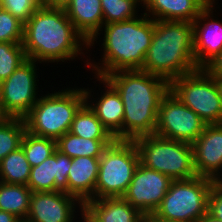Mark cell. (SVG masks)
<instances>
[{
  "instance_id": "obj_43",
  "label": "cell",
  "mask_w": 222,
  "mask_h": 222,
  "mask_svg": "<svg viewBox=\"0 0 222 222\" xmlns=\"http://www.w3.org/2000/svg\"><path fill=\"white\" fill-rule=\"evenodd\" d=\"M42 5L46 0H37Z\"/></svg>"
},
{
  "instance_id": "obj_30",
  "label": "cell",
  "mask_w": 222,
  "mask_h": 222,
  "mask_svg": "<svg viewBox=\"0 0 222 222\" xmlns=\"http://www.w3.org/2000/svg\"><path fill=\"white\" fill-rule=\"evenodd\" d=\"M24 23L10 12L0 10V42L22 43Z\"/></svg>"
},
{
  "instance_id": "obj_17",
  "label": "cell",
  "mask_w": 222,
  "mask_h": 222,
  "mask_svg": "<svg viewBox=\"0 0 222 222\" xmlns=\"http://www.w3.org/2000/svg\"><path fill=\"white\" fill-rule=\"evenodd\" d=\"M72 158L58 150L41 164L31 167L27 186L32 192L63 191L68 194V173Z\"/></svg>"
},
{
  "instance_id": "obj_14",
  "label": "cell",
  "mask_w": 222,
  "mask_h": 222,
  "mask_svg": "<svg viewBox=\"0 0 222 222\" xmlns=\"http://www.w3.org/2000/svg\"><path fill=\"white\" fill-rule=\"evenodd\" d=\"M215 8L206 6L192 22L194 59L198 69H203L222 51V20L214 18Z\"/></svg>"
},
{
  "instance_id": "obj_16",
  "label": "cell",
  "mask_w": 222,
  "mask_h": 222,
  "mask_svg": "<svg viewBox=\"0 0 222 222\" xmlns=\"http://www.w3.org/2000/svg\"><path fill=\"white\" fill-rule=\"evenodd\" d=\"M94 77L101 85H105L103 86L104 89L101 90V94H99L98 97H95V90H92L91 88L89 90V88L84 87L85 102L95 112L97 118L116 138V140H122L124 107L121 97L117 90L104 77ZM92 92L93 95L91 94Z\"/></svg>"
},
{
  "instance_id": "obj_10",
  "label": "cell",
  "mask_w": 222,
  "mask_h": 222,
  "mask_svg": "<svg viewBox=\"0 0 222 222\" xmlns=\"http://www.w3.org/2000/svg\"><path fill=\"white\" fill-rule=\"evenodd\" d=\"M37 67L38 62L27 59L1 82L0 108L5 117L24 118L39 99Z\"/></svg>"
},
{
  "instance_id": "obj_1",
  "label": "cell",
  "mask_w": 222,
  "mask_h": 222,
  "mask_svg": "<svg viewBox=\"0 0 222 222\" xmlns=\"http://www.w3.org/2000/svg\"><path fill=\"white\" fill-rule=\"evenodd\" d=\"M22 46L27 59L38 63L73 61L85 55L83 50L89 51V43L75 29L65 9L43 5L24 23Z\"/></svg>"
},
{
  "instance_id": "obj_39",
  "label": "cell",
  "mask_w": 222,
  "mask_h": 222,
  "mask_svg": "<svg viewBox=\"0 0 222 222\" xmlns=\"http://www.w3.org/2000/svg\"><path fill=\"white\" fill-rule=\"evenodd\" d=\"M202 2L204 3L205 6H216L215 3L217 2V0H202Z\"/></svg>"
},
{
  "instance_id": "obj_20",
  "label": "cell",
  "mask_w": 222,
  "mask_h": 222,
  "mask_svg": "<svg viewBox=\"0 0 222 222\" xmlns=\"http://www.w3.org/2000/svg\"><path fill=\"white\" fill-rule=\"evenodd\" d=\"M65 12L75 29L88 43L104 25L101 0H72Z\"/></svg>"
},
{
  "instance_id": "obj_33",
  "label": "cell",
  "mask_w": 222,
  "mask_h": 222,
  "mask_svg": "<svg viewBox=\"0 0 222 222\" xmlns=\"http://www.w3.org/2000/svg\"><path fill=\"white\" fill-rule=\"evenodd\" d=\"M203 69L214 78H222V51Z\"/></svg>"
},
{
  "instance_id": "obj_41",
  "label": "cell",
  "mask_w": 222,
  "mask_h": 222,
  "mask_svg": "<svg viewBox=\"0 0 222 222\" xmlns=\"http://www.w3.org/2000/svg\"><path fill=\"white\" fill-rule=\"evenodd\" d=\"M140 222H152V220L149 217H145L143 220Z\"/></svg>"
},
{
  "instance_id": "obj_8",
  "label": "cell",
  "mask_w": 222,
  "mask_h": 222,
  "mask_svg": "<svg viewBox=\"0 0 222 222\" xmlns=\"http://www.w3.org/2000/svg\"><path fill=\"white\" fill-rule=\"evenodd\" d=\"M212 184L213 180L201 176L187 180H173L161 205L149 218L198 222L207 212Z\"/></svg>"
},
{
  "instance_id": "obj_27",
  "label": "cell",
  "mask_w": 222,
  "mask_h": 222,
  "mask_svg": "<svg viewBox=\"0 0 222 222\" xmlns=\"http://www.w3.org/2000/svg\"><path fill=\"white\" fill-rule=\"evenodd\" d=\"M21 147L31 167L38 166L57 150L56 140L35 136L28 131L23 135Z\"/></svg>"
},
{
  "instance_id": "obj_38",
  "label": "cell",
  "mask_w": 222,
  "mask_h": 222,
  "mask_svg": "<svg viewBox=\"0 0 222 222\" xmlns=\"http://www.w3.org/2000/svg\"><path fill=\"white\" fill-rule=\"evenodd\" d=\"M215 84L222 100V78H215Z\"/></svg>"
},
{
  "instance_id": "obj_7",
  "label": "cell",
  "mask_w": 222,
  "mask_h": 222,
  "mask_svg": "<svg viewBox=\"0 0 222 222\" xmlns=\"http://www.w3.org/2000/svg\"><path fill=\"white\" fill-rule=\"evenodd\" d=\"M140 163L133 141L115 140L99 157L95 199L122 197Z\"/></svg>"
},
{
  "instance_id": "obj_5",
  "label": "cell",
  "mask_w": 222,
  "mask_h": 222,
  "mask_svg": "<svg viewBox=\"0 0 222 222\" xmlns=\"http://www.w3.org/2000/svg\"><path fill=\"white\" fill-rule=\"evenodd\" d=\"M85 103L82 87H66L39 97L24 117L30 134L57 140L69 132L74 116Z\"/></svg>"
},
{
  "instance_id": "obj_12",
  "label": "cell",
  "mask_w": 222,
  "mask_h": 222,
  "mask_svg": "<svg viewBox=\"0 0 222 222\" xmlns=\"http://www.w3.org/2000/svg\"><path fill=\"white\" fill-rule=\"evenodd\" d=\"M173 180L141 163L122 198L145 217H149L161 205Z\"/></svg>"
},
{
  "instance_id": "obj_19",
  "label": "cell",
  "mask_w": 222,
  "mask_h": 222,
  "mask_svg": "<svg viewBox=\"0 0 222 222\" xmlns=\"http://www.w3.org/2000/svg\"><path fill=\"white\" fill-rule=\"evenodd\" d=\"M141 7L154 21L192 23L206 6L202 0H141Z\"/></svg>"
},
{
  "instance_id": "obj_35",
  "label": "cell",
  "mask_w": 222,
  "mask_h": 222,
  "mask_svg": "<svg viewBox=\"0 0 222 222\" xmlns=\"http://www.w3.org/2000/svg\"><path fill=\"white\" fill-rule=\"evenodd\" d=\"M0 222H22L14 214L0 210Z\"/></svg>"
},
{
  "instance_id": "obj_4",
  "label": "cell",
  "mask_w": 222,
  "mask_h": 222,
  "mask_svg": "<svg viewBox=\"0 0 222 222\" xmlns=\"http://www.w3.org/2000/svg\"><path fill=\"white\" fill-rule=\"evenodd\" d=\"M196 70L193 24L187 21H154V33L142 71L170 83Z\"/></svg>"
},
{
  "instance_id": "obj_29",
  "label": "cell",
  "mask_w": 222,
  "mask_h": 222,
  "mask_svg": "<svg viewBox=\"0 0 222 222\" xmlns=\"http://www.w3.org/2000/svg\"><path fill=\"white\" fill-rule=\"evenodd\" d=\"M26 60L22 43L0 42V80L7 79Z\"/></svg>"
},
{
  "instance_id": "obj_25",
  "label": "cell",
  "mask_w": 222,
  "mask_h": 222,
  "mask_svg": "<svg viewBox=\"0 0 222 222\" xmlns=\"http://www.w3.org/2000/svg\"><path fill=\"white\" fill-rule=\"evenodd\" d=\"M30 172L31 166L22 147L0 161V182L27 186Z\"/></svg>"
},
{
  "instance_id": "obj_40",
  "label": "cell",
  "mask_w": 222,
  "mask_h": 222,
  "mask_svg": "<svg viewBox=\"0 0 222 222\" xmlns=\"http://www.w3.org/2000/svg\"><path fill=\"white\" fill-rule=\"evenodd\" d=\"M152 222H178L174 220H164V219H151Z\"/></svg>"
},
{
  "instance_id": "obj_18",
  "label": "cell",
  "mask_w": 222,
  "mask_h": 222,
  "mask_svg": "<svg viewBox=\"0 0 222 222\" xmlns=\"http://www.w3.org/2000/svg\"><path fill=\"white\" fill-rule=\"evenodd\" d=\"M99 172V157L81 156L72 159L68 173V194L83 205L95 200V185Z\"/></svg>"
},
{
  "instance_id": "obj_24",
  "label": "cell",
  "mask_w": 222,
  "mask_h": 222,
  "mask_svg": "<svg viewBox=\"0 0 222 222\" xmlns=\"http://www.w3.org/2000/svg\"><path fill=\"white\" fill-rule=\"evenodd\" d=\"M69 132L88 139H116L86 102L75 114Z\"/></svg>"
},
{
  "instance_id": "obj_2",
  "label": "cell",
  "mask_w": 222,
  "mask_h": 222,
  "mask_svg": "<svg viewBox=\"0 0 222 222\" xmlns=\"http://www.w3.org/2000/svg\"><path fill=\"white\" fill-rule=\"evenodd\" d=\"M153 33L154 20L145 13L127 21L104 24L89 42V49L101 42V63L95 62L93 57V61L91 58L85 60V66L98 77L118 71L142 70ZM100 34L104 36L103 40L97 41Z\"/></svg>"
},
{
  "instance_id": "obj_36",
  "label": "cell",
  "mask_w": 222,
  "mask_h": 222,
  "mask_svg": "<svg viewBox=\"0 0 222 222\" xmlns=\"http://www.w3.org/2000/svg\"><path fill=\"white\" fill-rule=\"evenodd\" d=\"M78 213H80L81 216L78 219H81L82 222H99L84 207L81 208Z\"/></svg>"
},
{
  "instance_id": "obj_26",
  "label": "cell",
  "mask_w": 222,
  "mask_h": 222,
  "mask_svg": "<svg viewBox=\"0 0 222 222\" xmlns=\"http://www.w3.org/2000/svg\"><path fill=\"white\" fill-rule=\"evenodd\" d=\"M25 132L24 118L5 117L0 120V161L21 147Z\"/></svg>"
},
{
  "instance_id": "obj_13",
  "label": "cell",
  "mask_w": 222,
  "mask_h": 222,
  "mask_svg": "<svg viewBox=\"0 0 222 222\" xmlns=\"http://www.w3.org/2000/svg\"><path fill=\"white\" fill-rule=\"evenodd\" d=\"M83 207L76 197L63 191L32 192L24 222H74L76 213Z\"/></svg>"
},
{
  "instance_id": "obj_31",
  "label": "cell",
  "mask_w": 222,
  "mask_h": 222,
  "mask_svg": "<svg viewBox=\"0 0 222 222\" xmlns=\"http://www.w3.org/2000/svg\"><path fill=\"white\" fill-rule=\"evenodd\" d=\"M1 5L23 23L41 6L37 0H1Z\"/></svg>"
},
{
  "instance_id": "obj_32",
  "label": "cell",
  "mask_w": 222,
  "mask_h": 222,
  "mask_svg": "<svg viewBox=\"0 0 222 222\" xmlns=\"http://www.w3.org/2000/svg\"><path fill=\"white\" fill-rule=\"evenodd\" d=\"M207 212L222 221V180H214L208 196Z\"/></svg>"
},
{
  "instance_id": "obj_23",
  "label": "cell",
  "mask_w": 222,
  "mask_h": 222,
  "mask_svg": "<svg viewBox=\"0 0 222 222\" xmlns=\"http://www.w3.org/2000/svg\"><path fill=\"white\" fill-rule=\"evenodd\" d=\"M32 191L26 185L0 182V210L25 221L30 208Z\"/></svg>"
},
{
  "instance_id": "obj_3",
  "label": "cell",
  "mask_w": 222,
  "mask_h": 222,
  "mask_svg": "<svg viewBox=\"0 0 222 222\" xmlns=\"http://www.w3.org/2000/svg\"><path fill=\"white\" fill-rule=\"evenodd\" d=\"M104 78L123 102L122 140L154 135L159 104L169 90V83L142 70L118 71Z\"/></svg>"
},
{
  "instance_id": "obj_28",
  "label": "cell",
  "mask_w": 222,
  "mask_h": 222,
  "mask_svg": "<svg viewBox=\"0 0 222 222\" xmlns=\"http://www.w3.org/2000/svg\"><path fill=\"white\" fill-rule=\"evenodd\" d=\"M138 6L141 0H101L104 24L136 18L140 11Z\"/></svg>"
},
{
  "instance_id": "obj_34",
  "label": "cell",
  "mask_w": 222,
  "mask_h": 222,
  "mask_svg": "<svg viewBox=\"0 0 222 222\" xmlns=\"http://www.w3.org/2000/svg\"><path fill=\"white\" fill-rule=\"evenodd\" d=\"M72 0H46L42 5L50 8L65 9Z\"/></svg>"
},
{
  "instance_id": "obj_11",
  "label": "cell",
  "mask_w": 222,
  "mask_h": 222,
  "mask_svg": "<svg viewBox=\"0 0 222 222\" xmlns=\"http://www.w3.org/2000/svg\"><path fill=\"white\" fill-rule=\"evenodd\" d=\"M205 123L170 90L162 97L155 135L192 144L205 130Z\"/></svg>"
},
{
  "instance_id": "obj_6",
  "label": "cell",
  "mask_w": 222,
  "mask_h": 222,
  "mask_svg": "<svg viewBox=\"0 0 222 222\" xmlns=\"http://www.w3.org/2000/svg\"><path fill=\"white\" fill-rule=\"evenodd\" d=\"M140 163L169 176L172 180H187L197 177L194 167L192 144L146 135L133 140Z\"/></svg>"
},
{
  "instance_id": "obj_37",
  "label": "cell",
  "mask_w": 222,
  "mask_h": 222,
  "mask_svg": "<svg viewBox=\"0 0 222 222\" xmlns=\"http://www.w3.org/2000/svg\"><path fill=\"white\" fill-rule=\"evenodd\" d=\"M198 222H222V221L216 219V218L213 217L211 214H209L208 212H206V213L199 219Z\"/></svg>"
},
{
  "instance_id": "obj_9",
  "label": "cell",
  "mask_w": 222,
  "mask_h": 222,
  "mask_svg": "<svg viewBox=\"0 0 222 222\" xmlns=\"http://www.w3.org/2000/svg\"><path fill=\"white\" fill-rule=\"evenodd\" d=\"M169 90L205 123H222V100L215 78L204 69L174 79L169 83Z\"/></svg>"
},
{
  "instance_id": "obj_21",
  "label": "cell",
  "mask_w": 222,
  "mask_h": 222,
  "mask_svg": "<svg viewBox=\"0 0 222 222\" xmlns=\"http://www.w3.org/2000/svg\"><path fill=\"white\" fill-rule=\"evenodd\" d=\"M84 208L99 222H140L145 218L122 197L89 200Z\"/></svg>"
},
{
  "instance_id": "obj_42",
  "label": "cell",
  "mask_w": 222,
  "mask_h": 222,
  "mask_svg": "<svg viewBox=\"0 0 222 222\" xmlns=\"http://www.w3.org/2000/svg\"><path fill=\"white\" fill-rule=\"evenodd\" d=\"M4 118H5V116H4V114L2 113L1 108H0V120H2V119H4Z\"/></svg>"
},
{
  "instance_id": "obj_15",
  "label": "cell",
  "mask_w": 222,
  "mask_h": 222,
  "mask_svg": "<svg viewBox=\"0 0 222 222\" xmlns=\"http://www.w3.org/2000/svg\"><path fill=\"white\" fill-rule=\"evenodd\" d=\"M192 148L197 175L222 180V123L207 124Z\"/></svg>"
},
{
  "instance_id": "obj_22",
  "label": "cell",
  "mask_w": 222,
  "mask_h": 222,
  "mask_svg": "<svg viewBox=\"0 0 222 222\" xmlns=\"http://www.w3.org/2000/svg\"><path fill=\"white\" fill-rule=\"evenodd\" d=\"M115 140L88 139L67 132L56 140V148L72 159L81 156L100 157L103 151Z\"/></svg>"
}]
</instances>
